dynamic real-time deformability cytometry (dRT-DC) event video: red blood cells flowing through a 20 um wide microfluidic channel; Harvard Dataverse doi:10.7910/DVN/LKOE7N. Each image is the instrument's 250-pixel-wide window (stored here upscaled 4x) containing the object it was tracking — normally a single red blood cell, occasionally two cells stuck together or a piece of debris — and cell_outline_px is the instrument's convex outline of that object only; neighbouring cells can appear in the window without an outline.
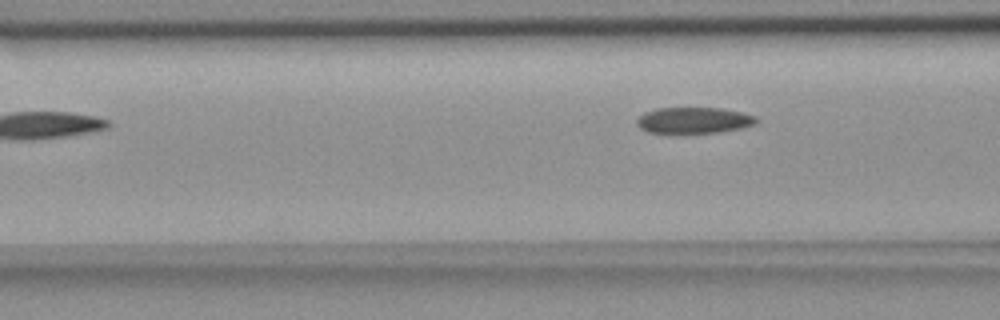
{"species": "common noctule bat (a hibernating species)", "species_latin": "Nyctalus noctula", "temperature_condition": "room temperature", "stored_images_in_passage": 6, "camera_frame_rate_fps": 3000, "um_per_image_px": 0.085, "animal": {"sex": "female", "body_mass_g": 18.4}, "frame": {"image": 1, "passage_image": 6, "time_ms": 6.667, "image_size_px": [1000, 320], "cell_outline_px": [[760, 120], [756, 124], [740, 128], [720, 132], [648, 132], [640, 128], [636, 124], [636, 120], [644, 112], [656, 108], [720, 108], [740, 112], [756, 116]], "centroid_in_image_um": [58.99, 10.21], "position_along_channel_um": 107.6, "area_um2": 18.03}}